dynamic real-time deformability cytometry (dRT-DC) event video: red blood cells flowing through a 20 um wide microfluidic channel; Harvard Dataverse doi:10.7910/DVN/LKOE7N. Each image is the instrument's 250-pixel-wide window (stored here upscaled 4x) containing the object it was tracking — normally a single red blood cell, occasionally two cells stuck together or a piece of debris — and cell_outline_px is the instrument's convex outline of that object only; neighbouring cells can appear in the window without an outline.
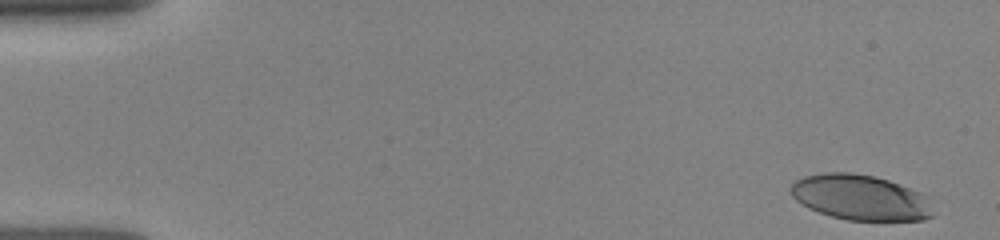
{"species": "human", "species_latin": "Homo sapiens", "temperature_condition": "room temperature", "stored_images_in_passage": 10, "camera_frame_rate_fps": 3000, "um_per_image_px": 0.085, "donor": {"sex": "female"}, "frame": {"image": 1, "passage_image": 1, "time_ms": 0.0, "image_size_px": [1000, 240], "cell_outline_px": [[932, 216], [924, 220], [848, 220], [832, 216], [808, 208], [796, 200], [792, 196], [792, 184], [796, 180], [804, 176], [824, 172], [852, 172], [876, 176], [900, 184], [920, 192], [924, 196]], "centroid_in_image_um": [73.09, 16.77], "position_along_channel_um": 11.9, "area_um2": 37.22}}
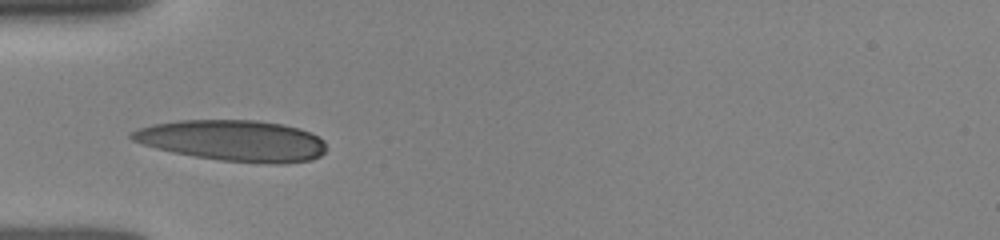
{"frame": {"image": 2, "passage_image": 9, "time_ms": 4.667, "image_size_px": [1000, 240], "cell_outline_px": [[324, 152], [320, 156], [312, 160], [280, 164], [272, 164], [220, 160], [172, 152], [156, 148], [132, 140], [128, 136], [128, 132], [136, 128], [152, 124], [180, 120], [256, 120], [284, 124], [300, 128], [324, 140]], "centroid_in_image_um": [19.78, 11.94], "position_along_channel_um": 65.2, "area_um2": 46.64}}